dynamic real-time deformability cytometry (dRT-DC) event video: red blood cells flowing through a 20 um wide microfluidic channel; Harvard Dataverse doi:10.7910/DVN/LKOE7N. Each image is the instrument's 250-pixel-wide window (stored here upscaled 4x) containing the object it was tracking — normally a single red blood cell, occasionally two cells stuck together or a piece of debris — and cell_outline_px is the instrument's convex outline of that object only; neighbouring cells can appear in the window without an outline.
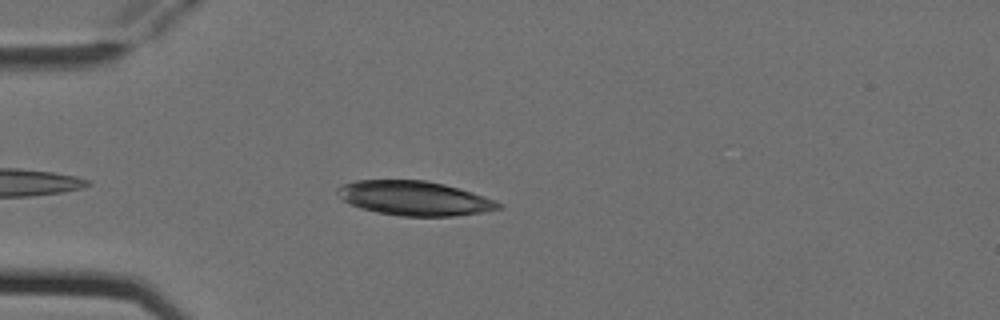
{"species": "Egyptian fruit bat (a non-hibernating species)", "species_latin": "Rousettus aegyptiacus", "temperature_condition": "cold", "stored_images_in_passage": 5, "camera_frame_rate_fps": 3000, "um_per_image_px": 0.085, "animal": {"sex": "female"}, "frame": {"image": 1, "passage_image": 4, "time_ms": 1.0, "image_size_px": [1000, 320], "cell_outline_px": [[504, 208], [484, 212], [452, 216], [400, 216], [376, 212], [360, 208], [344, 200], [336, 192], [336, 188], [340, 184], [356, 180], [424, 180], [444, 184], [460, 188], [484, 196], [504, 204]], "centroid_in_image_um": [35.24, 16.85], "position_along_channel_um": 49.8, "area_um2": 32.43}}